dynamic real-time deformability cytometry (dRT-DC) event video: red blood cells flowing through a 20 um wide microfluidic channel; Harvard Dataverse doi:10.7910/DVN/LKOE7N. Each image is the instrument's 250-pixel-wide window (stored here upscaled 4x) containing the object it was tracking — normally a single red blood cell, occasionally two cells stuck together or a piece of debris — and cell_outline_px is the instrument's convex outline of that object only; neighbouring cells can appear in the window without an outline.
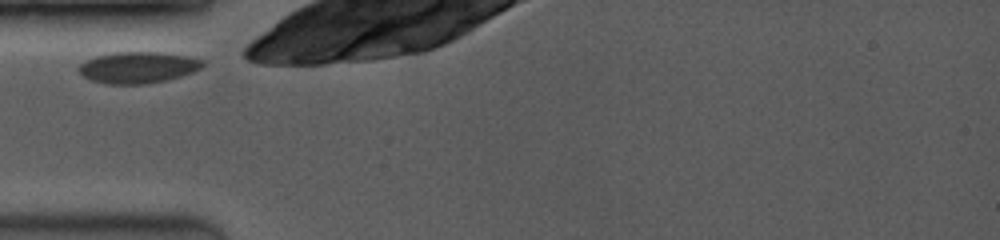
{"species": "common noctule bat (a hibernating species)", "species_latin": "Nyctalus noctula", "temperature_condition": "room temperature", "stored_images_in_passage": 16, "camera_frame_rate_fps": 3500, "um_per_image_px": 0.085, "animal": {"sex": "female", "body_mass_g": 19.0, "forearm_length_mm": 53.3}, "frame": {"image": 1, "passage_image": 1, "time_ms": 0.0, "image_size_px": [1000, 240], "cell_outline_px": [[204, 64], [200, 68], [192, 72], [180, 76], [148, 84], [108, 84], [92, 80], [84, 76], [76, 68], [80, 64], [96, 56], [112, 52], [160, 52], [192, 56], [204, 60]], "centroid_in_image_um": [11.74, 5.72], "position_along_channel_um": 73.3, "area_um2": 22.66}}